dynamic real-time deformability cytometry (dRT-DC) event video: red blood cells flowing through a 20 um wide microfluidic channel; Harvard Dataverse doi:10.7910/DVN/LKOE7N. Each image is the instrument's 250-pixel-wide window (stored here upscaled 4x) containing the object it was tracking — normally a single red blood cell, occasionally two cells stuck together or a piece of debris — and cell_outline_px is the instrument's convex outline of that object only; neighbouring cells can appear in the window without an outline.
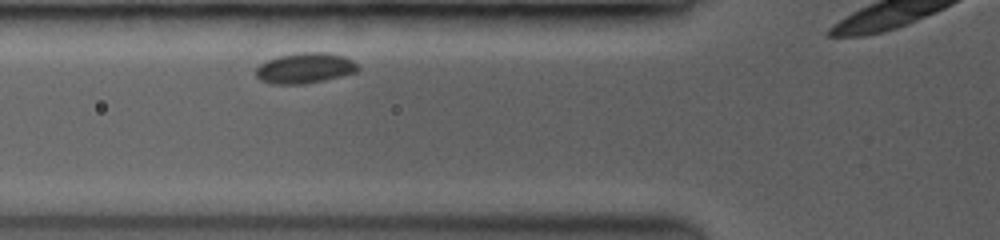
{"species": "common noctule bat (a hibernating species)", "species_latin": "Nyctalus noctula", "temperature_condition": "room temperature", "stored_images_in_passage": 8, "camera_frame_rate_fps": 3500, "um_per_image_px": 0.085, "animal": {"sex": "female", "body_mass_g": 19.0, "forearm_length_mm": 53.3}, "frame": {"image": 1, "passage_image": 2, "time_ms": 0.857, "image_size_px": [1000, 240], "cell_outline_px": [[360, 68], [356, 72], [324, 80], [304, 84], [272, 84], [260, 80], [256, 76], [256, 68], [260, 64], [268, 60], [280, 56], [300, 52], [328, 52], [344, 56], [352, 60]], "centroid_in_image_um": [25.92, 5.79], "position_along_channel_um": 99.9, "area_um2": 18.09}}
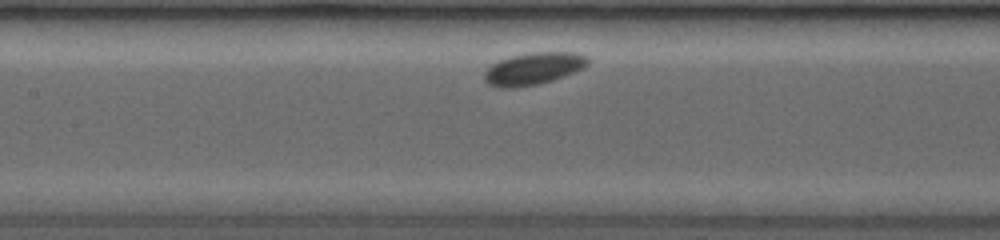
{"frame": {"image": 2, "passage_image": 5, "time_ms": 2.571, "image_size_px": [1000, 240], "cell_outline_px": [[588, 64], [584, 68], [564, 76], [552, 80], [536, 84], [516, 88], [500, 88], [488, 84], [484, 80], [484, 72], [496, 60], [528, 52], [576, 52], [588, 56]], "centroid_in_image_um": [45.33, 5.82], "position_along_channel_um": 162.1, "area_um2": 19.59}}